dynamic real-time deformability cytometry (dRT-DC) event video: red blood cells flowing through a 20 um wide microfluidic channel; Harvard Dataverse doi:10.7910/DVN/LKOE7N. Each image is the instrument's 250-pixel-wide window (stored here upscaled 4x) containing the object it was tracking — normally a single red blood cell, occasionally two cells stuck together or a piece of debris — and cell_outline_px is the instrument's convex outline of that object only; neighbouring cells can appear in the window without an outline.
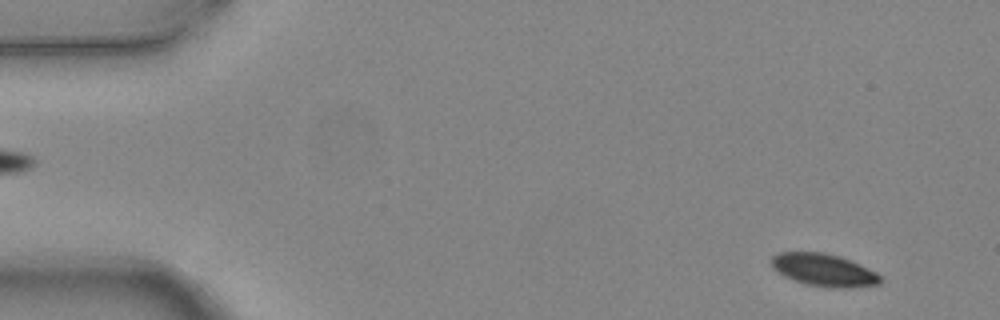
{"species": "common noctule bat (a hibernating species)", "species_latin": "Nyctalus noctula", "temperature_condition": "warm", "stored_images_in_passage": 7, "camera_frame_rate_fps": 3000, "um_per_image_px": 0.085, "animal": {"sex": "female", "body_mass_g": 24.6, "forearm_length_mm": 56.2}, "frame": {"image": 1, "passage_image": 2, "time_ms": 0.333, "image_size_px": [1000, 320], "cell_outline_px": [[880, 284], [852, 288], [828, 288], [804, 284], [792, 280], [784, 276], [772, 268], [772, 256], [780, 252], [824, 252], [840, 256], [868, 268], [876, 272], [880, 276]], "centroid_in_image_um": [70.01, 22.96], "position_along_channel_um": 15.0, "area_um2": 20.81}}
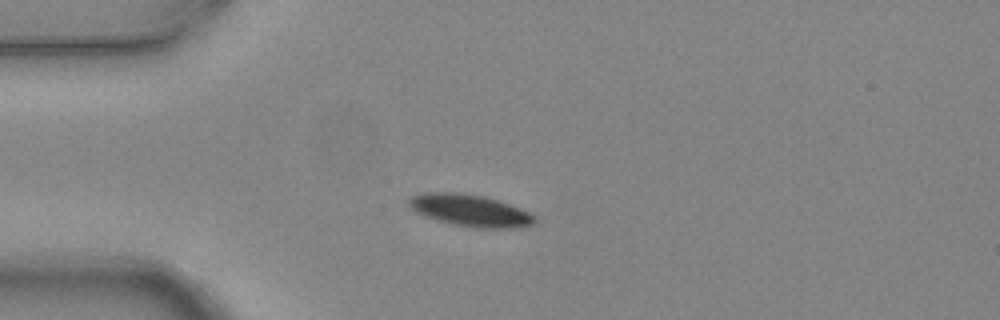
{"frame": {"image": 2, "passage_image": 5, "time_ms": 1.333, "image_size_px": [1000, 320], "cell_outline_px": [[536, 220], [532, 224], [516, 228], [476, 228], [452, 224], [424, 216], [416, 212], [408, 204], [408, 200], [412, 196], [428, 192], [456, 192], [484, 196], [500, 200], [520, 208], [536, 216]], "centroid_in_image_um": [39.98, 17.89], "position_along_channel_um": 45.0, "area_um2": 23.41}}
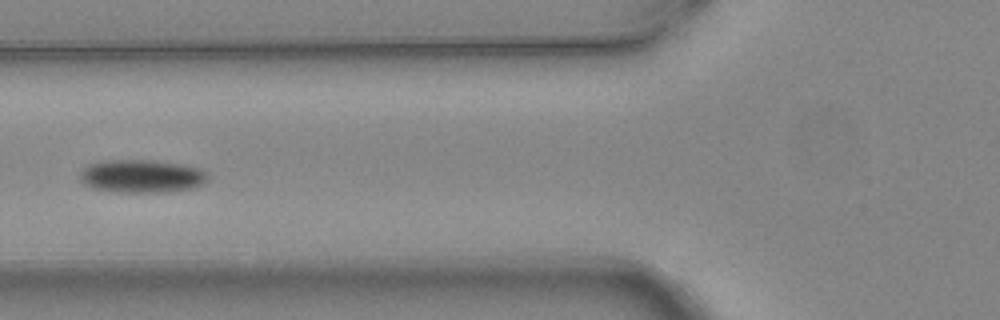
{"frame": {"image": 3, "passage_image": 7, "time_ms": 2.0, "image_size_px": [1000, 320], "cell_outline_px": [[208, 180], [204, 184], [192, 188], [168, 192], [112, 192], [92, 188], [84, 184], [80, 180], [80, 172], [88, 164], [100, 160], [152, 160], [184, 164], [200, 168], [208, 172]], "centroid_in_image_um": [12.05, 14.97], "position_along_channel_um": 113.7, "area_um2": 25.14}}